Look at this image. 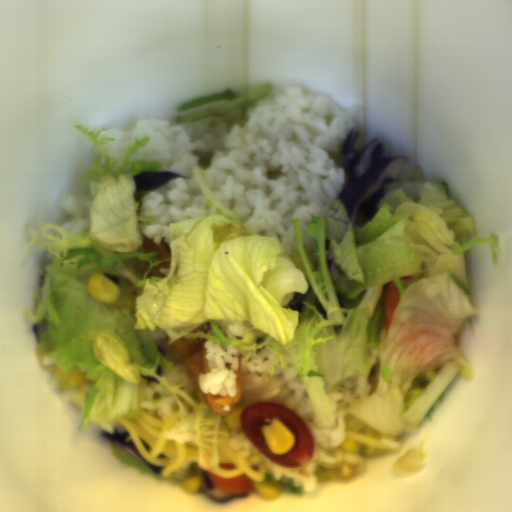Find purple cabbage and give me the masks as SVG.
<instances>
[{
    "instance_id": "purple-cabbage-5",
    "label": "purple cabbage",
    "mask_w": 512,
    "mask_h": 512,
    "mask_svg": "<svg viewBox=\"0 0 512 512\" xmlns=\"http://www.w3.org/2000/svg\"><path fill=\"white\" fill-rule=\"evenodd\" d=\"M310 287L306 294H301L299 292H295L292 300L288 303V307H290L293 310H298L300 313L302 312L305 304L302 302L307 301L309 295H310Z\"/></svg>"
},
{
    "instance_id": "purple-cabbage-2",
    "label": "purple cabbage",
    "mask_w": 512,
    "mask_h": 512,
    "mask_svg": "<svg viewBox=\"0 0 512 512\" xmlns=\"http://www.w3.org/2000/svg\"><path fill=\"white\" fill-rule=\"evenodd\" d=\"M185 177L181 174L158 170H144L133 176L136 183V191L157 190L165 185L170 179Z\"/></svg>"
},
{
    "instance_id": "purple-cabbage-3",
    "label": "purple cabbage",
    "mask_w": 512,
    "mask_h": 512,
    "mask_svg": "<svg viewBox=\"0 0 512 512\" xmlns=\"http://www.w3.org/2000/svg\"><path fill=\"white\" fill-rule=\"evenodd\" d=\"M100 433H101L102 437H104L111 443H114L115 445H117L118 447H120L121 449H123L124 451H126L127 453L132 455L133 457H135L137 460H139L141 463L146 465L157 475L160 474L163 466L148 463L146 461V459L139 453L134 442H132L131 440L126 442L129 432H126V431L118 432L115 430L113 433H109L106 431L100 432Z\"/></svg>"
},
{
    "instance_id": "purple-cabbage-4",
    "label": "purple cabbage",
    "mask_w": 512,
    "mask_h": 512,
    "mask_svg": "<svg viewBox=\"0 0 512 512\" xmlns=\"http://www.w3.org/2000/svg\"><path fill=\"white\" fill-rule=\"evenodd\" d=\"M205 472L206 471H203L200 474L202 476V483H201L200 486H201L202 490L205 492V494L207 496L211 497L212 499H214L216 501H220V502H225V501H228L229 499H231L233 497L247 496L246 493L230 494V493H227L225 491H222V490L218 489L216 486H214L211 483V481L206 476Z\"/></svg>"
},
{
    "instance_id": "purple-cabbage-7",
    "label": "purple cabbage",
    "mask_w": 512,
    "mask_h": 512,
    "mask_svg": "<svg viewBox=\"0 0 512 512\" xmlns=\"http://www.w3.org/2000/svg\"><path fill=\"white\" fill-rule=\"evenodd\" d=\"M314 305H316L317 311L320 315H322L325 319L327 318L326 312L324 308L322 307L320 301L316 298L314 301Z\"/></svg>"
},
{
    "instance_id": "purple-cabbage-6",
    "label": "purple cabbage",
    "mask_w": 512,
    "mask_h": 512,
    "mask_svg": "<svg viewBox=\"0 0 512 512\" xmlns=\"http://www.w3.org/2000/svg\"><path fill=\"white\" fill-rule=\"evenodd\" d=\"M327 268L330 274V277L333 281V283H337L339 279L342 277V272L337 267L336 263L333 261V259L327 260Z\"/></svg>"
},
{
    "instance_id": "purple-cabbage-1",
    "label": "purple cabbage",
    "mask_w": 512,
    "mask_h": 512,
    "mask_svg": "<svg viewBox=\"0 0 512 512\" xmlns=\"http://www.w3.org/2000/svg\"><path fill=\"white\" fill-rule=\"evenodd\" d=\"M360 132L351 130L342 152L348 181L337 197L345 207L353 226L373 219L385 198L384 186L397 180L407 161L406 156H393L379 138L372 139L357 154L354 145Z\"/></svg>"
}]
</instances>
